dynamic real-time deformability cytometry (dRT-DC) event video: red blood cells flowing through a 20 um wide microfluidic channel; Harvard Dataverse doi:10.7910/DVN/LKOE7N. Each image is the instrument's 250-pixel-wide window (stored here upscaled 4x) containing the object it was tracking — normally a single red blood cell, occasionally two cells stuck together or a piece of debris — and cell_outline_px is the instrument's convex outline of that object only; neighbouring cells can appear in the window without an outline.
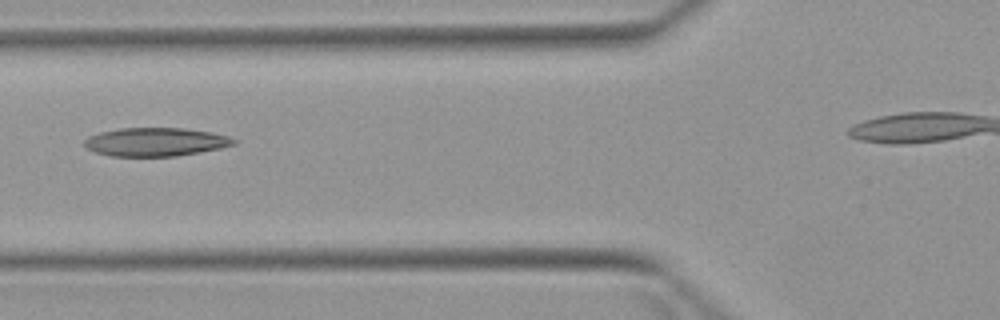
{"species": "Egyptian fruit bat (a non-hibernating species)", "species_latin": "Rousettus aegyptiacus", "temperature_condition": "warm", "stored_images_in_passage": 6, "camera_frame_rate_fps": 3000, "um_per_image_px": 0.085, "animal": {"sex": "female"}, "frame": {"image": 1, "passage_image": 6, "time_ms": 6.333, "image_size_px": [1000, 320], "cell_outline_px": [[240, 140], [236, 144], [220, 148], [200, 152], [176, 156], [112, 156], [96, 152], [88, 148], [84, 144], [84, 140], [88, 136], [100, 132], [120, 128], [184, 128], [212, 132], [228, 136]], "centroid_in_image_um": [13.27, 12.06], "position_along_channel_um": 112.5, "area_um2": 24.85}}